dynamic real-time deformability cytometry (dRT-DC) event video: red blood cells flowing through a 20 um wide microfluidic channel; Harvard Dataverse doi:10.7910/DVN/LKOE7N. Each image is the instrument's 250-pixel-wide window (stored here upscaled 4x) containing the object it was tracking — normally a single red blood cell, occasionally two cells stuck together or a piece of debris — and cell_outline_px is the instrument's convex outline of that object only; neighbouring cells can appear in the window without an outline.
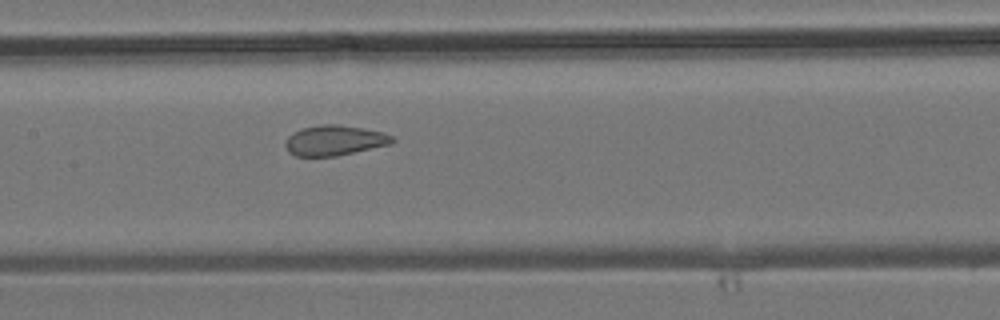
{"species": "common noctule bat (a hibernating species)", "species_latin": "Nyctalus noctula", "temperature_condition": "room temperature", "stored_images_in_passage": 7, "camera_frame_rate_fps": 3000, "um_per_image_px": 0.085, "animal": {"sex": "male", "body_mass_g": 19.2, "forearm_length_mm": 51.8}, "frame": {"image": 1, "passage_image": 7, "time_ms": 7.0, "image_size_px": [1000, 320], "cell_outline_px": [[396, 140], [392, 144], [336, 156], [296, 156], [288, 152], [284, 144], [284, 140], [292, 132], [300, 128], [324, 124], [340, 124], [364, 128], [384, 132], [392, 136]], "centroid_in_image_um": [28.42, 11.92], "position_along_channel_um": 179.0, "area_um2": 19.13}}